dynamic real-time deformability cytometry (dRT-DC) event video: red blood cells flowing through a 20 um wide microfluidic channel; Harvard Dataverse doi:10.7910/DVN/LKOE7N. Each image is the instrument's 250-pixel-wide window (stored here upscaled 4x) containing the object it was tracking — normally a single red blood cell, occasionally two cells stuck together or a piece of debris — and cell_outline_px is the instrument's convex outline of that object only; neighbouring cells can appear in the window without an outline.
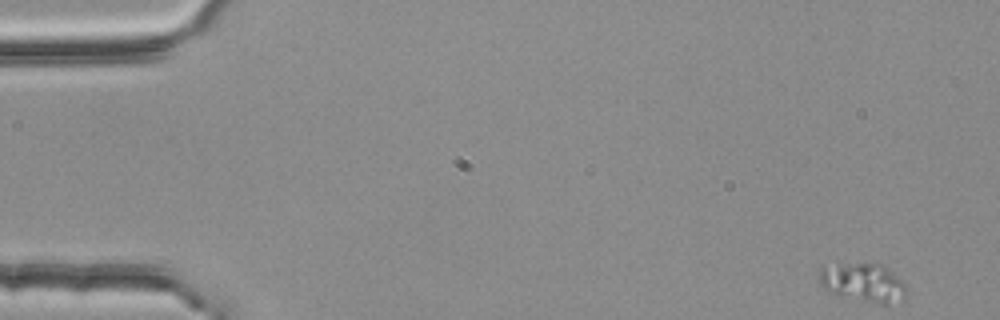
{"species": "common noctule bat (a hibernating species)", "species_latin": "Nyctalus noctula", "temperature_condition": "room temperature", "stored_images_in_passage": 52, "camera_frame_rate_fps": 3000, "um_per_image_px": 0.085, "animal": {"sex": "female", "body_mass_g": 25.1}, "frame": {"image": 1, "passage_image": 1, "time_ms": 0.0, "image_size_px": [1000, 320], "cell_outline_px": [[908, 288], [904, 300], [888, 304], [884, 304], [836, 296], [824, 288], [820, 284], [820, 264], [876, 260], [884, 264]], "centroid_in_image_um": [73.34, 23.95], "position_along_channel_um": 11.7, "area_um2": 20.81}}
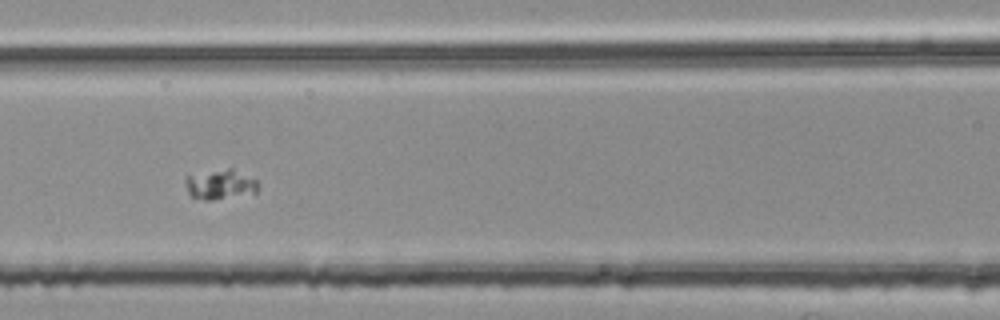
{"frame": {"image": 2, "passage_image": 23, "time_ms": 7.333, "image_size_px": [1000, 320], "cell_outline_px": [[260, 184], [256, 192], [212, 200], [204, 200], [192, 196], [188, 192], [184, 180], [188, 176], [228, 168], [232, 168], [256, 180]], "centroid_in_image_um": [18.73, 15.68], "position_along_channel_um": 147.9, "area_um2": 12.31}}
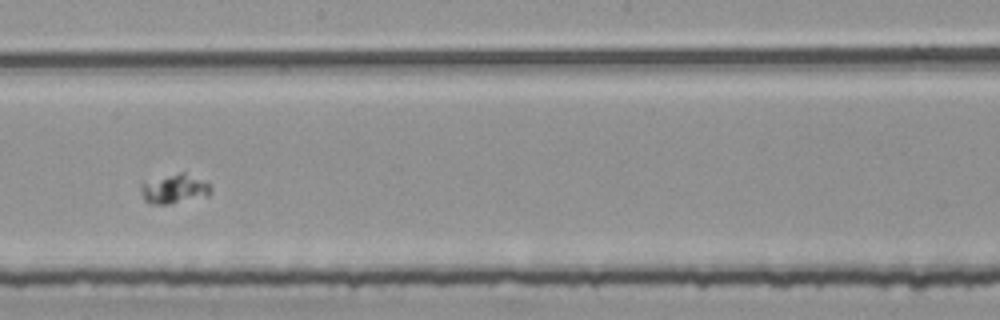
{"frame": {"image": 3, "passage_image": 30, "time_ms": 9.667, "image_size_px": [1000, 320], "cell_outline_px": [[212, 188], [208, 196], [168, 204], [152, 204], [144, 200], [140, 188], [140, 184], [180, 172], [184, 172], [208, 184]], "centroid_in_image_um": [14.82, 16.08], "position_along_channel_um": 233.4, "area_um2": 11.56}}